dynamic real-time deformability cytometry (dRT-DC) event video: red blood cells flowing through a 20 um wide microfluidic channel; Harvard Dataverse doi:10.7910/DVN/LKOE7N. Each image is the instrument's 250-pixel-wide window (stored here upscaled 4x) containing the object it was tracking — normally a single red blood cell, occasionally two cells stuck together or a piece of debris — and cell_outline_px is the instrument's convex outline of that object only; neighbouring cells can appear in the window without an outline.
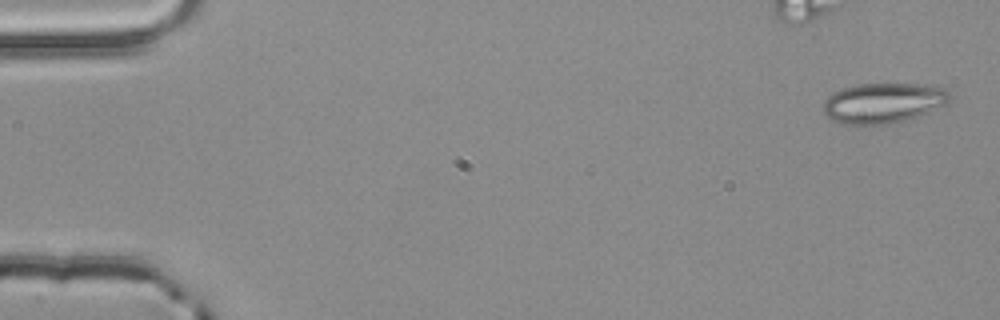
{"species": "common noctule bat (a hibernating species)", "species_latin": "Nyctalus noctula", "temperature_condition": "room temperature", "stored_images_in_passage": 55, "camera_frame_rate_fps": 3000, "um_per_image_px": 0.085, "animal": {"sex": "male", "body_mass_g": 20.4}, "frame": {"image": 1, "passage_image": 2, "time_ms": 0.333, "image_size_px": [1000, 320], "cell_outline_px": [[952, 100], [948, 104], [928, 112], [904, 120], [888, 124], [840, 124], [832, 120], [824, 112], [824, 100], [832, 92], [844, 88], [860, 84], [924, 84], [948, 88], [952, 96]], "centroid_in_image_um": [75.13, 8.74], "position_along_channel_um": 9.9, "area_um2": 29.82}}
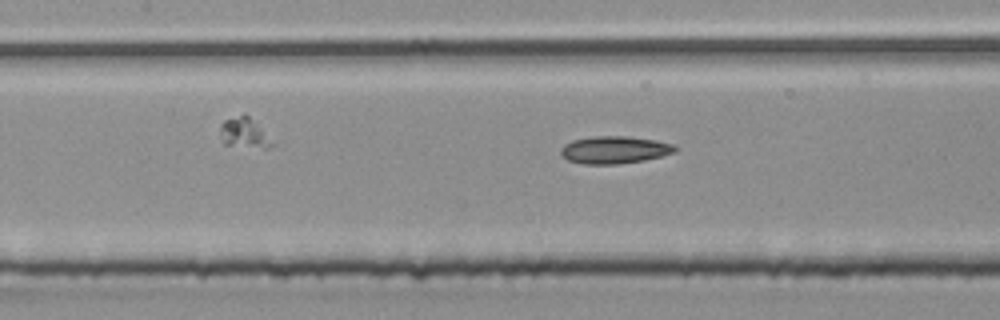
{"frame": {"image": 2, "passage_image": 25, "time_ms": 8.0, "image_size_px": [1000, 320], "cell_outline_px": [[680, 148], [676, 152], [644, 160], [616, 164], [580, 164], [568, 160], [560, 152], [560, 148], [564, 144], [572, 140], [588, 136], [628, 136], [656, 140], [672, 144]], "centroid_in_image_um": [52.22, 12.73], "position_along_channel_um": 155.2, "area_um2": 18.44}}
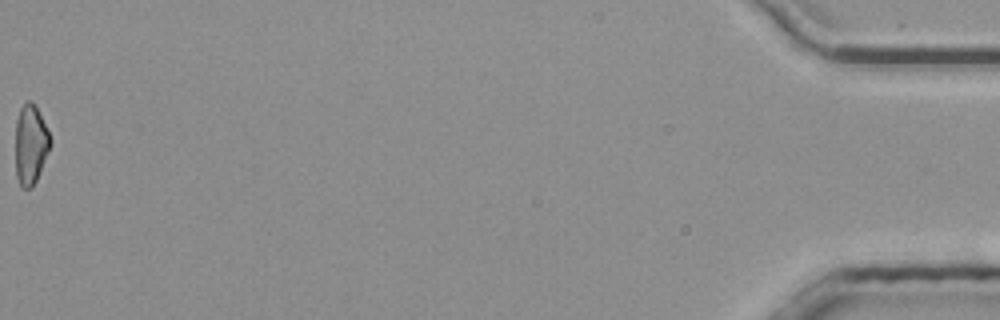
{"frame": {"image": 3, "passage_image": 55, "time_ms": 18.0, "image_size_px": [1000, 320], "cell_outline_px": [[52, 144], [36, 180], [32, 188], [20, 188], [16, 176], [16, 120], [20, 108], [28, 100], [32, 100], [36, 104], [52, 140]], "centroid_in_image_um": [2.61, 12.27], "position_along_channel_um": 432.6, "area_um2": 16.36}, "authors_computed_cell_mechanics": {"area_um2": 17.629, "velocity_mm_per_s": 3.8529, "shape_relaxation_time_tau1_ms": null, "shape_relaxation_time_tau2_ms": 3.8167, "deformation_change_tau1": null, "deformation_change_tau2": 0.1285}}